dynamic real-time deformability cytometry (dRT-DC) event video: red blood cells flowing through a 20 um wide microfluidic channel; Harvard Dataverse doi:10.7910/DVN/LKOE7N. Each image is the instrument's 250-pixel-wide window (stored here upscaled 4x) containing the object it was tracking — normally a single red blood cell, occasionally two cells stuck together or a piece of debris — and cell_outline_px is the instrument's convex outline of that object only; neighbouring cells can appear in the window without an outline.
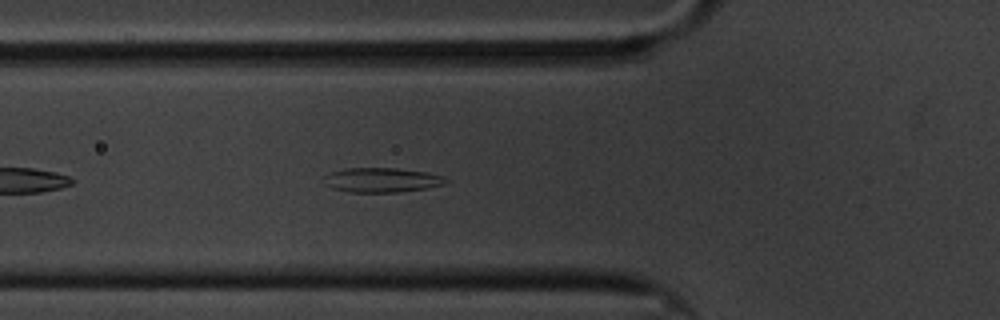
{"species": "common noctule bat (a hibernating species)", "species_latin": "Nyctalus noctula", "temperature_condition": "cold", "stored_images_in_passage": 45, "camera_frame_rate_fps": 3000, "um_per_image_px": 0.085, "animal": {"sex": "male", "body_mass_g": 20.1, "forearm_length_mm": 53.5}, "frame": {"image": 1, "passage_image": 7, "time_ms": 2.0, "image_size_px": [1000, 320], "cell_outline_px": [[448, 180], [444, 184], [424, 188], [396, 192], [348, 192], [332, 188], [324, 184], [324, 176], [332, 172], [348, 168], [396, 168], [428, 172], [444, 176]], "centroid_in_image_um": [32.44, 15.3], "position_along_channel_um": 93.4, "area_um2": 17.34}}
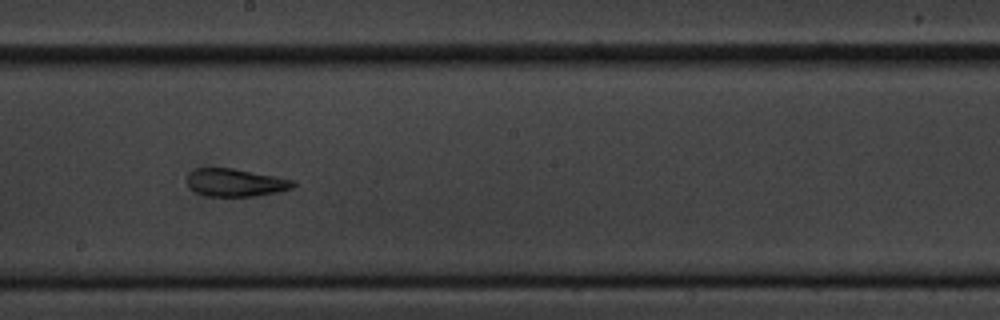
{"frame": {"image": 2, "passage_image": 19, "time_ms": 6.0, "image_size_px": [1000, 320], "cell_outline_px": [[296, 184], [292, 188], [276, 192], [256, 196], [208, 196], [196, 192], [188, 184], [188, 172], [196, 168], [232, 168], [276, 176], [296, 180]], "centroid_in_image_um": [20.05, 15.51], "position_along_channel_um": 228.2, "area_um2": 17.11}}
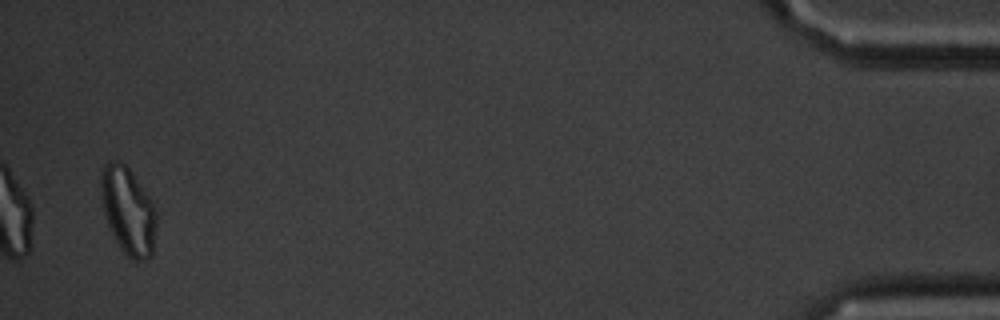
{"frame": {"image": 3, "passage_image": 44, "time_ms": 14.333, "image_size_px": [1000, 320], "cell_outline_px": [[156, 224], [152, 252], [144, 260], [132, 260], [120, 248], [108, 224], [104, 212], [100, 184], [100, 168], [108, 160], [120, 160], [132, 172], [148, 196], [156, 212]], "centroid_in_image_um": [10.86, 17.86], "position_along_channel_um": 424.3, "area_um2": 27.92}, "authors_computed_cell_mechanics": {"area_um2": 17.629, "velocity_mm_per_s": 3.3571, "shape_relaxation_time_tau1_ms": null, "shape_relaxation_time_tau2_ms": 1.7984, "deformation_change_tau1": null, "deformation_change_tau2": 0.0774}}